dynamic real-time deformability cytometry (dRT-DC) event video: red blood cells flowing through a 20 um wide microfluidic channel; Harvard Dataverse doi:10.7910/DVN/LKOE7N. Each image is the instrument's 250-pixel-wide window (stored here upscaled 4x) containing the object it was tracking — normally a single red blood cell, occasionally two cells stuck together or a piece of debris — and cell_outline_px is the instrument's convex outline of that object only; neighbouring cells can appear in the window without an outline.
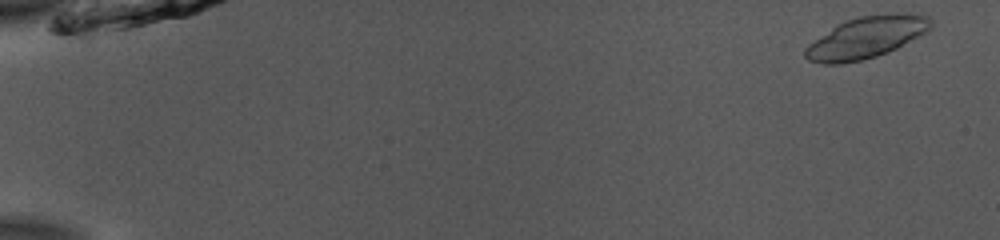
{"species": "common noctule bat (a hibernating species)", "species_latin": "Nyctalus noctula", "temperature_condition": "room temperature", "stored_images_in_passage": 51, "camera_frame_rate_fps": 3000, "um_per_image_px": 0.085, "animal": {"sex": "male", "body_mass_g": 13.0, "forearm_length_mm": 53.1}, "frame": {"image": 1, "passage_image": 1, "time_ms": 0.0, "image_size_px": [1000, 240], "cell_outline_px": [[932, 28], [928, 32], [888, 52], [864, 60], [840, 64], [824, 64], [808, 60], [804, 56], [804, 48], [808, 44], [836, 24], [860, 16], [888, 12], [912, 12], [928, 16], [932, 20]], "centroid_in_image_um": [73.67, 3.16], "position_along_channel_um": 11.3, "area_um2": 30.98}}